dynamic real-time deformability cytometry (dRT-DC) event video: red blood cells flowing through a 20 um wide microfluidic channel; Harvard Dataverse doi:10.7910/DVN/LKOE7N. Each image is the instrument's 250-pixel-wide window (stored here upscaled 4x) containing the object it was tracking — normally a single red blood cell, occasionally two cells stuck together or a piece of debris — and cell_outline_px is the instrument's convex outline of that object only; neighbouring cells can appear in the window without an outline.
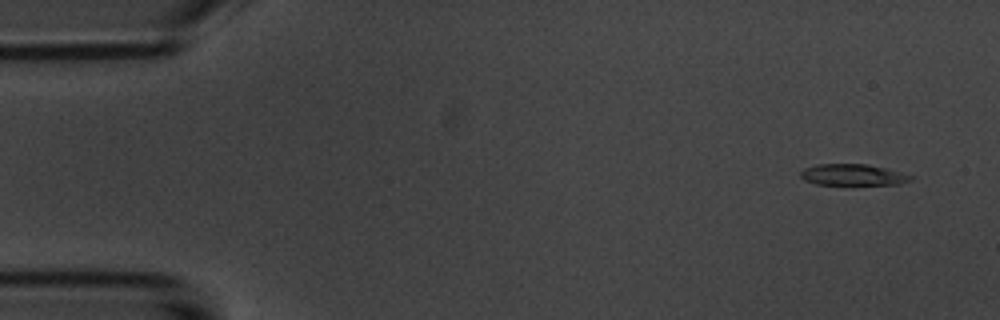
{"species": "common noctule bat (a hibernating species)", "species_latin": "Nyctalus noctula", "temperature_condition": "room temperature", "stored_images_in_passage": 4, "camera_frame_rate_fps": 3000, "um_per_image_px": 0.085, "animal": {"sex": "male", "body_mass_g": 20.1, "forearm_length_mm": 53.5}, "frame": {"image": 1, "passage_image": 1, "time_ms": 0.0, "image_size_px": [1000, 320], "cell_outline_px": [[912, 180], [900, 184], [816, 184], [804, 180], [800, 176], [800, 172], [804, 168], [816, 164], [868, 164], [884, 168], [912, 176]], "centroid_in_image_um": [72.44, 14.85], "position_along_channel_um": 12.6, "area_um2": 13.47}}
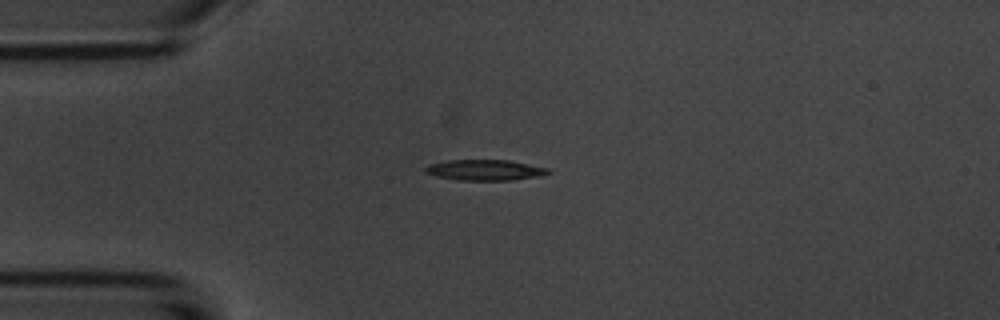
{"frame": {"image": 2, "passage_image": 4, "time_ms": 3.333, "image_size_px": [1000, 320], "cell_outline_px": [[552, 172], [540, 176], [512, 180], [456, 180], [436, 176], [424, 172], [424, 168], [428, 164], [448, 160], [508, 160], [548, 168]], "centroid_in_image_um": [41.19, 14.45], "position_along_channel_um": 43.8, "area_um2": 14.85}}